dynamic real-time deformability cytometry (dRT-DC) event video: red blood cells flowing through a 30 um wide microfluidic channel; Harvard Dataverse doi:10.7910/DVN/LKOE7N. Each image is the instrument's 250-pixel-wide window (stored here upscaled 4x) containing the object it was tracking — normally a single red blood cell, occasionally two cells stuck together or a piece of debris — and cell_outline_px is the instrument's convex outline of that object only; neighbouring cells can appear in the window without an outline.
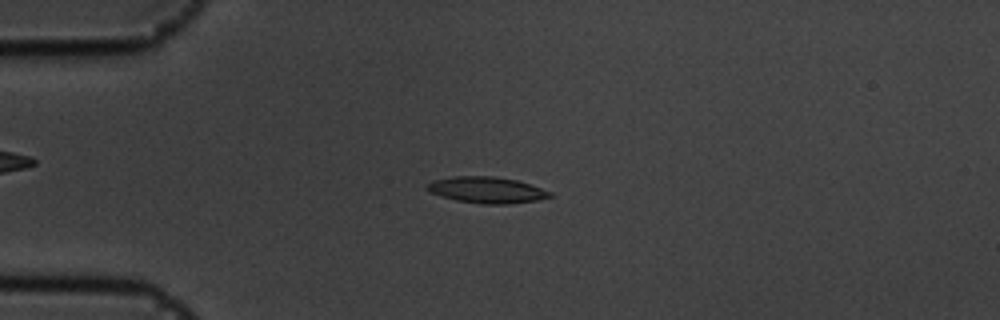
{"species": "common noctule bat (a hibernating species)", "species_latin": "Nyctalus noctula", "temperature_condition": "cold", "stored_images_in_passage": 56, "camera_frame_rate_fps": 3000, "um_per_image_px": 0.085, "animal": {"sex": "male", "body_mass_g": 19.5, "forearm_length_mm": 54.6}, "frame": {"image": 1, "passage_image": 14, "time_ms": 4.333, "image_size_px": [1000, 320], "cell_outline_px": [[552, 196], [536, 200], [508, 204], [484, 204], [456, 200], [432, 192], [424, 188], [424, 184], [432, 180], [452, 176], [492, 176], [516, 180], [552, 192]], "centroid_in_image_um": [41.32, 16.14], "position_along_channel_um": 43.7, "area_um2": 18.61}}
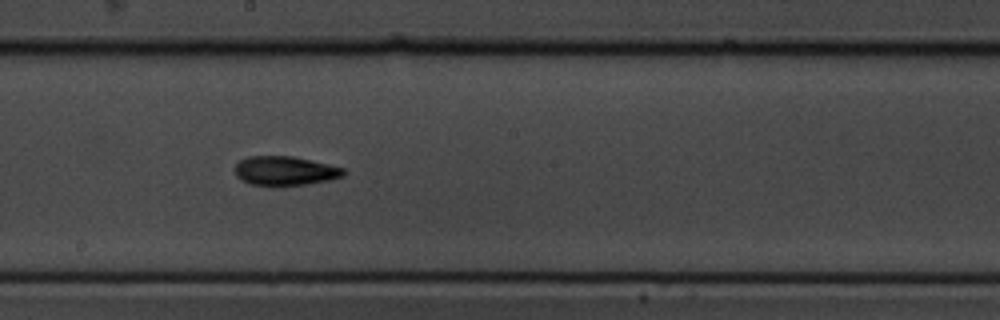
{"frame": {"image": 2, "passage_image": 31, "time_ms": 10.0, "image_size_px": [1000, 320], "cell_outline_px": [[348, 172], [344, 176], [328, 180], [308, 184], [272, 188], [252, 184], [240, 180], [236, 176], [236, 164], [240, 160], [248, 156], [292, 156], [328, 164], [344, 168]], "centroid_in_image_um": [24.23, 14.55], "position_along_channel_um": 224.0, "area_um2": 18.96}}
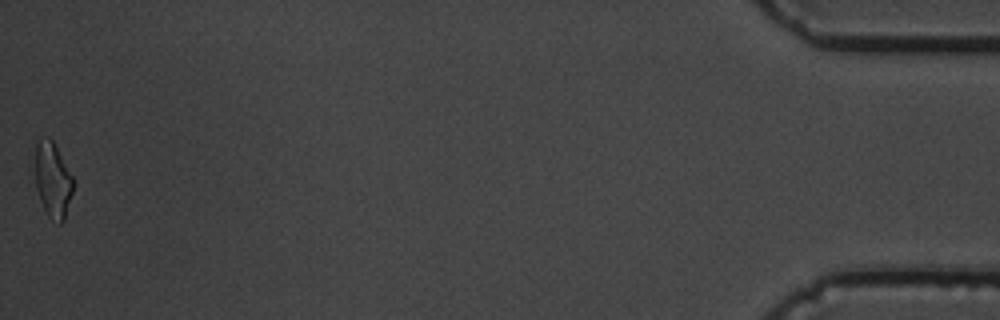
{"frame": {"image": 3, "passage_image": 56, "time_ms": 18.333, "image_size_px": [1000, 320], "cell_outline_px": [[72, 192], [64, 220], [60, 224], [52, 220], [48, 216], [40, 200], [36, 188], [36, 144], [40, 140], [48, 136], [52, 140], [72, 176]], "centroid_in_image_um": [4.48, 15.33], "position_along_channel_um": 430.7, "area_um2": 16.18}, "authors_computed_cell_mechanics": {"area_um2": 17.4845, "velocity_mm_per_s": 3.5948, "shape_relaxation_time_tau1_ms": 5.5868, "shape_relaxation_time_tau2_ms": 4.901, "deformation_change_tau1": 0.196, "deformation_change_tau2": 0.1038}}